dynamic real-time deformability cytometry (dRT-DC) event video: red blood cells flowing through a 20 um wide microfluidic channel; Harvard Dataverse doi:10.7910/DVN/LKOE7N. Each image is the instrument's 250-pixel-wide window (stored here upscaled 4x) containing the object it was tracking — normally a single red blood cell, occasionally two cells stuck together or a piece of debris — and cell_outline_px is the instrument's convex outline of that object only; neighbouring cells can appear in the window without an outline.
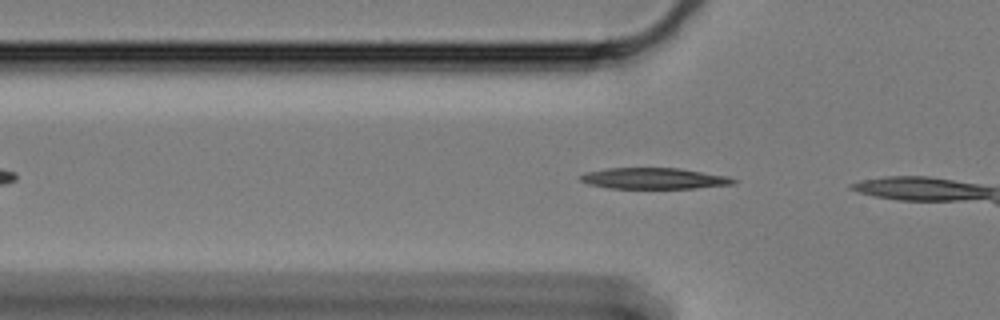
{"species": "Egyptian fruit bat (a non-hibernating species)", "species_latin": "Rousettus aegyptiacus", "temperature_condition": "cold", "stored_images_in_passage": 5, "camera_frame_rate_fps": 3000, "um_per_image_px": 0.085, "animal": {"sex": "female"}, "frame": {"image": 1, "passage_image": 3, "time_ms": 0.667, "image_size_px": [1000, 320], "cell_outline_px": [[736, 184], [696, 188], [608, 188], [588, 184], [580, 180], [580, 176], [584, 172], [608, 168], [680, 168], [728, 176], [736, 180]], "centroid_in_image_um": [55.59, 15.16], "position_along_channel_um": 70.2, "area_um2": 18.84}}